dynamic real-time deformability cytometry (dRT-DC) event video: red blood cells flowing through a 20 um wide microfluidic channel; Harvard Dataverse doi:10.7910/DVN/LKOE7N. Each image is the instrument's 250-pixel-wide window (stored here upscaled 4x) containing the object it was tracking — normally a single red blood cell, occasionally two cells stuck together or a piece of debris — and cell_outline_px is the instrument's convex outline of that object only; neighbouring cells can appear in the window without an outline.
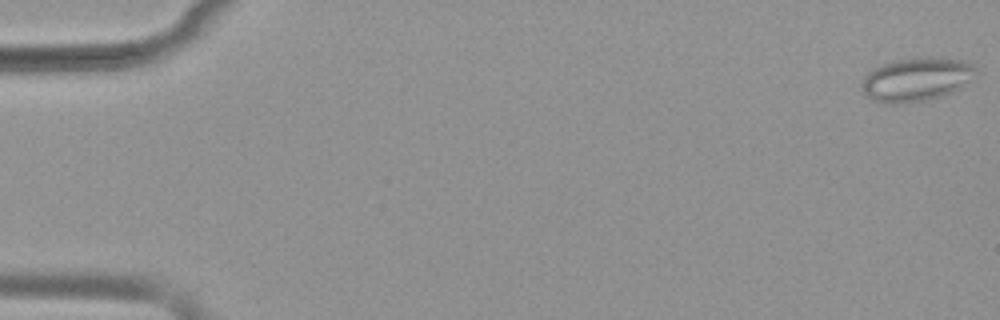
{"species": "common noctule bat (a hibernating species)", "species_latin": "Nyctalus noctula", "temperature_condition": "warm", "stored_images_in_passage": 53, "camera_frame_rate_fps": 3000, "um_per_image_px": 0.085, "animal": {"sex": "female", "body_mass_g": 19.9}, "frame": {"image": 1, "passage_image": 1, "time_ms": 0.0, "image_size_px": [1000, 320], "cell_outline_px": [[976, 76], [972, 80], [960, 88], [940, 96], [924, 100], [892, 104], [888, 104], [872, 100], [860, 88], [860, 80], [872, 68], [896, 60], [916, 56], [932, 56], [964, 60], [972, 64], [976, 68]], "centroid_in_image_um": [77.89, 6.72], "position_along_channel_um": 7.1, "area_um2": 29.42}}
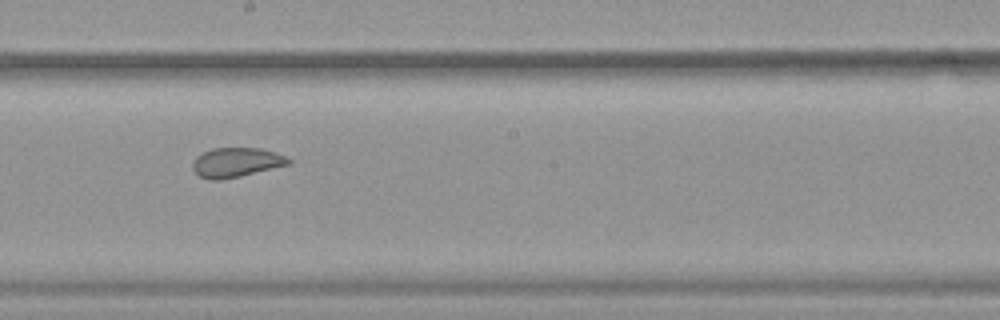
{"frame": {"image": 2, "passage_image": 30, "time_ms": 9.667, "image_size_px": [1000, 320], "cell_outline_px": [[292, 160], [288, 164], [240, 176], [220, 180], [208, 180], [200, 176], [192, 168], [192, 164], [196, 156], [212, 148], [260, 148], [284, 156]], "centroid_in_image_um": [20.02, 13.8], "position_along_channel_um": 228.2, "area_um2": 16.18}}
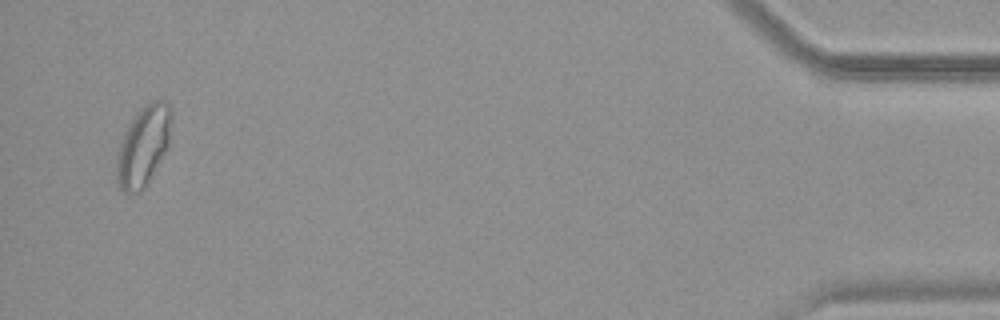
{"frame": {"image": 3, "passage_image": 51, "time_ms": 16.667, "image_size_px": [1000, 320], "cell_outline_px": [[172, 116], [168, 148], [148, 180], [140, 192], [124, 192], [120, 188], [116, 180], [116, 156], [124, 132], [132, 116], [144, 104], [152, 100], [164, 100], [172, 108]], "centroid_in_image_um": [12.18, 12.34], "position_along_channel_um": 423.0, "area_um2": 25.66}, "authors_computed_cell_mechanics": {"area_um2": 21.5016, "velocity_mm_per_s": 3.8932, "shape_relaxation_time_tau1_ms": null, "shape_relaxation_time_tau2_ms": 1.1472, "deformation_change_tau1": null, "deformation_change_tau2": 0.0734}}